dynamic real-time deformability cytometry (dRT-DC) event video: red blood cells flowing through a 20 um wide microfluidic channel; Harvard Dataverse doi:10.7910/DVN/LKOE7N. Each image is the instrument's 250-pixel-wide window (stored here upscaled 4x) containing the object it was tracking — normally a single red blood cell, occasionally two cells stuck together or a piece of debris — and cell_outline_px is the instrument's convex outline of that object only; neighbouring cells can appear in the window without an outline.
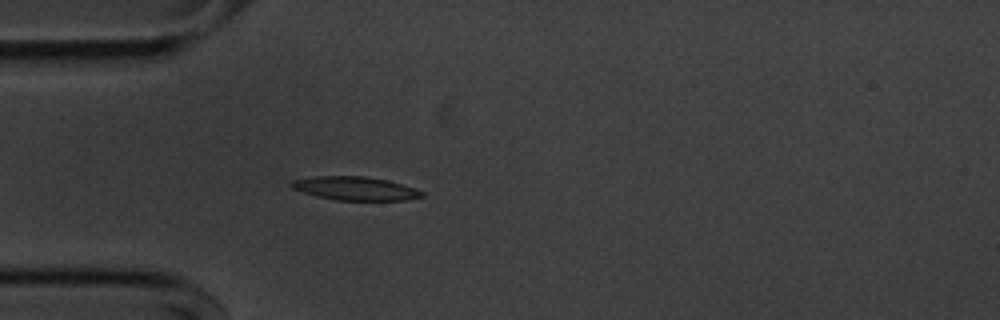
{"species": "common noctule bat (a hibernating species)", "species_latin": "Nyctalus noctula", "temperature_condition": "cold", "stored_images_in_passage": 48, "camera_frame_rate_fps": 3000, "um_per_image_px": 0.085, "animal": {"sex": "male", "body_mass_g": 20.1, "forearm_length_mm": 53.5}, "frame": {"image": 1, "passage_image": 8, "time_ms": 2.333, "image_size_px": [1000, 320], "cell_outline_px": [[424, 196], [404, 200], [336, 200], [304, 192], [292, 188], [288, 184], [292, 180], [312, 176], [364, 176], [388, 180], [416, 188], [424, 192]], "centroid_in_image_um": [30.2, 16.0], "position_along_channel_um": 54.8, "area_um2": 17.86}}
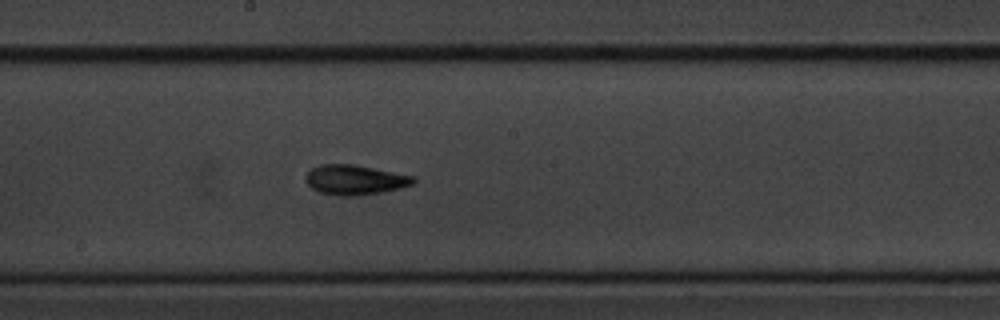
{"frame": {"image": 2, "passage_image": 22, "time_ms": 7.0, "image_size_px": [1000, 320], "cell_outline_px": [[416, 184], [400, 188], [380, 192], [352, 196], [344, 196], [320, 192], [312, 188], [304, 180], [304, 176], [312, 168], [320, 164], [352, 164], [416, 176]], "centroid_in_image_um": [30.19, 15.27], "position_along_channel_um": 218.0, "area_um2": 18.73}}
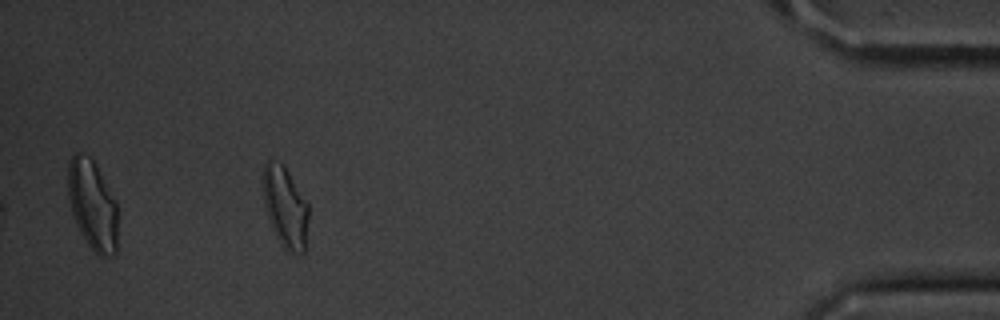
{"frame": {"image": 3, "passage_image": 43, "time_ms": 14.0, "image_size_px": [1000, 320], "cell_outline_px": [[308, 216], [304, 252], [292, 256], [280, 244], [272, 228], [264, 204], [260, 180], [264, 164], [268, 160], [284, 164], [308, 204]], "centroid_in_image_um": [24.21, 17.59], "position_along_channel_um": 411.0, "area_um2": 21.85}, "authors_computed_cell_mechanics": {"area_um2": 17.918, "velocity_mm_per_s": 3.5976, "shape_relaxation_time_tau1_ms": 3.0835, "shape_relaxation_time_tau2_ms": 4.1261, "deformation_change_tau1": 0.147, "deformation_change_tau2": 0.1058}}